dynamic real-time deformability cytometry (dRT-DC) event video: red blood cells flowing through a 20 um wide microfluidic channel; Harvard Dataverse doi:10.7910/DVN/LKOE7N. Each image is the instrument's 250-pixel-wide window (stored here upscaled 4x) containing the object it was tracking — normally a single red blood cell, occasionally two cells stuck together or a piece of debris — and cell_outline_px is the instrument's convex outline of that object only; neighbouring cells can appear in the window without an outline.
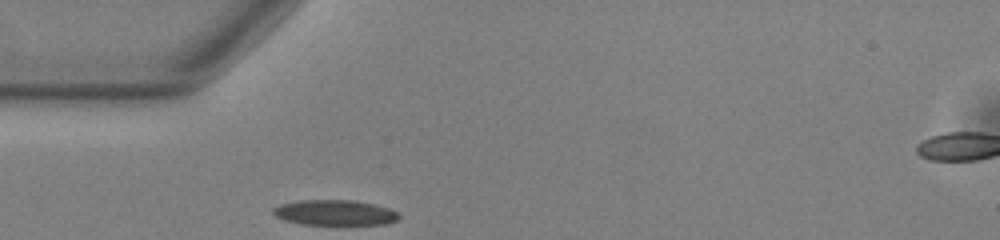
{"species": "common noctule bat (a hibernating species)", "species_latin": "Nyctalus noctula", "temperature_condition": "warm", "stored_images_in_passage": 2, "camera_frame_rate_fps": 3000, "um_per_image_px": 0.085, "animal": {"sex": "male", "body_mass_g": 13.0, "forearm_length_mm": 53.1}, "frame": {"image": 1, "passage_image": 1, "time_ms": 0.0, "image_size_px": [1000, 240], "cell_outline_px": [[400, 216], [396, 220], [388, 224], [300, 224], [284, 220], [276, 216], [272, 212], [272, 208], [280, 204], [300, 200], [356, 200], [388, 208], [396, 212]], "centroid_in_image_um": [28.42, 18.07], "position_along_channel_um": 56.6, "area_um2": 18.5}}